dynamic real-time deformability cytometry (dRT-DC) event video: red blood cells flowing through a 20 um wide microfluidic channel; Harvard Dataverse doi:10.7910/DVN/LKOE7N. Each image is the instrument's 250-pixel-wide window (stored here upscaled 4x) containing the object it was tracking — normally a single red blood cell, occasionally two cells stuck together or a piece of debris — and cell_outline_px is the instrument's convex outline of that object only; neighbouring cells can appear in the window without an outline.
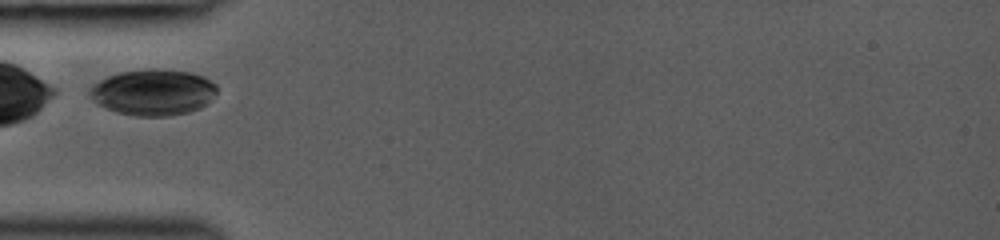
{"species": "common noctule bat (a hibernating species)", "species_latin": "Nyctalus noctula", "temperature_condition": "room temperature", "stored_images_in_passage": 4, "camera_frame_rate_fps": 3000, "um_per_image_px": 0.085, "animal": {"sex": "female", "body_mass_g": 19.0, "forearm_length_mm": 53.3}, "frame": {"image": 1, "passage_image": 1, "time_ms": 0.0, "image_size_px": [1000, 240], "cell_outline_px": [[216, 92], [212, 100], [200, 108], [188, 112], [168, 116], [136, 116], [116, 112], [96, 104], [92, 100], [88, 92], [88, 88], [92, 84], [108, 76], [120, 72], [152, 68], [156, 68], [188, 72], [204, 76], [216, 84]], "centroid_in_image_um": [13.0, 7.84], "position_along_channel_um": 72.0, "area_um2": 34.45}}